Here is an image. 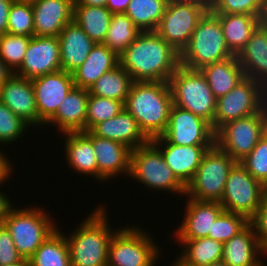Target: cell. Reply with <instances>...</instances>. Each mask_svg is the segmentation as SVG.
I'll return each mask as SVG.
<instances>
[{
	"label": "cell",
	"instance_id": "6da1fadb",
	"mask_svg": "<svg viewBox=\"0 0 267 266\" xmlns=\"http://www.w3.org/2000/svg\"><path fill=\"white\" fill-rule=\"evenodd\" d=\"M134 81L168 82L180 66V53L156 31L141 32L119 56Z\"/></svg>",
	"mask_w": 267,
	"mask_h": 266
},
{
	"label": "cell",
	"instance_id": "7a4b0ae2",
	"mask_svg": "<svg viewBox=\"0 0 267 266\" xmlns=\"http://www.w3.org/2000/svg\"><path fill=\"white\" fill-rule=\"evenodd\" d=\"M172 105L169 82L134 81L124 108L137 120L144 135L152 140L166 131Z\"/></svg>",
	"mask_w": 267,
	"mask_h": 266
},
{
	"label": "cell",
	"instance_id": "3957f363",
	"mask_svg": "<svg viewBox=\"0 0 267 266\" xmlns=\"http://www.w3.org/2000/svg\"><path fill=\"white\" fill-rule=\"evenodd\" d=\"M104 208L99 206L93 210L84 223L67 236L71 266H107L109 244L115 231L107 222Z\"/></svg>",
	"mask_w": 267,
	"mask_h": 266
},
{
	"label": "cell",
	"instance_id": "277c9868",
	"mask_svg": "<svg viewBox=\"0 0 267 266\" xmlns=\"http://www.w3.org/2000/svg\"><path fill=\"white\" fill-rule=\"evenodd\" d=\"M234 55L228 49L218 17L210 10L200 19L189 43L180 53V65L193 70L226 60Z\"/></svg>",
	"mask_w": 267,
	"mask_h": 266
},
{
	"label": "cell",
	"instance_id": "5b68a950",
	"mask_svg": "<svg viewBox=\"0 0 267 266\" xmlns=\"http://www.w3.org/2000/svg\"><path fill=\"white\" fill-rule=\"evenodd\" d=\"M173 105L213 123L217 99L200 70L179 66L169 79Z\"/></svg>",
	"mask_w": 267,
	"mask_h": 266
},
{
	"label": "cell",
	"instance_id": "8992f818",
	"mask_svg": "<svg viewBox=\"0 0 267 266\" xmlns=\"http://www.w3.org/2000/svg\"><path fill=\"white\" fill-rule=\"evenodd\" d=\"M41 208H12L3 221L23 259L29 260L41 244L57 229Z\"/></svg>",
	"mask_w": 267,
	"mask_h": 266
},
{
	"label": "cell",
	"instance_id": "52a82bcc",
	"mask_svg": "<svg viewBox=\"0 0 267 266\" xmlns=\"http://www.w3.org/2000/svg\"><path fill=\"white\" fill-rule=\"evenodd\" d=\"M235 163L233 158L214 144L205 152L192 181L186 186L185 195L197 201L219 202L228 173Z\"/></svg>",
	"mask_w": 267,
	"mask_h": 266
},
{
	"label": "cell",
	"instance_id": "ba28073f",
	"mask_svg": "<svg viewBox=\"0 0 267 266\" xmlns=\"http://www.w3.org/2000/svg\"><path fill=\"white\" fill-rule=\"evenodd\" d=\"M267 132V105L259 112L229 121L215 132V144L241 162Z\"/></svg>",
	"mask_w": 267,
	"mask_h": 266
},
{
	"label": "cell",
	"instance_id": "9c48e42d",
	"mask_svg": "<svg viewBox=\"0 0 267 266\" xmlns=\"http://www.w3.org/2000/svg\"><path fill=\"white\" fill-rule=\"evenodd\" d=\"M129 176L150 189L180 193L185 196L186 187L167 166L161 151L149 141L131 151Z\"/></svg>",
	"mask_w": 267,
	"mask_h": 266
},
{
	"label": "cell",
	"instance_id": "30bf717a",
	"mask_svg": "<svg viewBox=\"0 0 267 266\" xmlns=\"http://www.w3.org/2000/svg\"><path fill=\"white\" fill-rule=\"evenodd\" d=\"M160 250L148 233L126 226L111 238L107 266H155Z\"/></svg>",
	"mask_w": 267,
	"mask_h": 266
},
{
	"label": "cell",
	"instance_id": "8fae6325",
	"mask_svg": "<svg viewBox=\"0 0 267 266\" xmlns=\"http://www.w3.org/2000/svg\"><path fill=\"white\" fill-rule=\"evenodd\" d=\"M267 105V89L252 78L245 77L225 96L217 99L211 127L216 132L229 121L259 113Z\"/></svg>",
	"mask_w": 267,
	"mask_h": 266
},
{
	"label": "cell",
	"instance_id": "7c38bea8",
	"mask_svg": "<svg viewBox=\"0 0 267 266\" xmlns=\"http://www.w3.org/2000/svg\"><path fill=\"white\" fill-rule=\"evenodd\" d=\"M208 9L197 2L169 0L156 32L176 51L189 43L193 31Z\"/></svg>",
	"mask_w": 267,
	"mask_h": 266
},
{
	"label": "cell",
	"instance_id": "4fadbf2b",
	"mask_svg": "<svg viewBox=\"0 0 267 266\" xmlns=\"http://www.w3.org/2000/svg\"><path fill=\"white\" fill-rule=\"evenodd\" d=\"M266 187L236 162L228 173L222 199L225 211L244 215L250 220L256 213Z\"/></svg>",
	"mask_w": 267,
	"mask_h": 266
},
{
	"label": "cell",
	"instance_id": "5bb4252c",
	"mask_svg": "<svg viewBox=\"0 0 267 266\" xmlns=\"http://www.w3.org/2000/svg\"><path fill=\"white\" fill-rule=\"evenodd\" d=\"M162 137L173 145L213 146L215 132L204 118L172 105L168 126Z\"/></svg>",
	"mask_w": 267,
	"mask_h": 266
},
{
	"label": "cell",
	"instance_id": "9a60e30c",
	"mask_svg": "<svg viewBox=\"0 0 267 266\" xmlns=\"http://www.w3.org/2000/svg\"><path fill=\"white\" fill-rule=\"evenodd\" d=\"M59 70L61 54L58 37L32 36L24 61L14 74L32 80Z\"/></svg>",
	"mask_w": 267,
	"mask_h": 266
},
{
	"label": "cell",
	"instance_id": "2e32d148",
	"mask_svg": "<svg viewBox=\"0 0 267 266\" xmlns=\"http://www.w3.org/2000/svg\"><path fill=\"white\" fill-rule=\"evenodd\" d=\"M36 99L40 126L57 112L58 106L75 87L72 73L59 70L31 80Z\"/></svg>",
	"mask_w": 267,
	"mask_h": 266
},
{
	"label": "cell",
	"instance_id": "e0dca14e",
	"mask_svg": "<svg viewBox=\"0 0 267 266\" xmlns=\"http://www.w3.org/2000/svg\"><path fill=\"white\" fill-rule=\"evenodd\" d=\"M150 141L161 151L165 163L185 187L192 181L205 152L212 147L173 145L162 136Z\"/></svg>",
	"mask_w": 267,
	"mask_h": 266
},
{
	"label": "cell",
	"instance_id": "ac0fdd59",
	"mask_svg": "<svg viewBox=\"0 0 267 266\" xmlns=\"http://www.w3.org/2000/svg\"><path fill=\"white\" fill-rule=\"evenodd\" d=\"M0 102L27 124L38 127L39 115L31 80L13 73L0 85Z\"/></svg>",
	"mask_w": 267,
	"mask_h": 266
},
{
	"label": "cell",
	"instance_id": "d6986e66",
	"mask_svg": "<svg viewBox=\"0 0 267 266\" xmlns=\"http://www.w3.org/2000/svg\"><path fill=\"white\" fill-rule=\"evenodd\" d=\"M84 133L92 140L98 164V180L107 181L118 174H130L131 149L114 140L101 138L91 131Z\"/></svg>",
	"mask_w": 267,
	"mask_h": 266
},
{
	"label": "cell",
	"instance_id": "ffe728a7",
	"mask_svg": "<svg viewBox=\"0 0 267 266\" xmlns=\"http://www.w3.org/2000/svg\"><path fill=\"white\" fill-rule=\"evenodd\" d=\"M34 36L58 37L73 21V0H34Z\"/></svg>",
	"mask_w": 267,
	"mask_h": 266
},
{
	"label": "cell",
	"instance_id": "44dd1931",
	"mask_svg": "<svg viewBox=\"0 0 267 266\" xmlns=\"http://www.w3.org/2000/svg\"><path fill=\"white\" fill-rule=\"evenodd\" d=\"M185 215L175 234L178 240L199 239L208 236L213 222L224 211L220 202L197 201L189 198Z\"/></svg>",
	"mask_w": 267,
	"mask_h": 266
},
{
	"label": "cell",
	"instance_id": "7402d4cb",
	"mask_svg": "<svg viewBox=\"0 0 267 266\" xmlns=\"http://www.w3.org/2000/svg\"><path fill=\"white\" fill-rule=\"evenodd\" d=\"M90 131L98 137L119 142L131 150L150 141L141 131L137 120L125 108L113 118L96 124Z\"/></svg>",
	"mask_w": 267,
	"mask_h": 266
},
{
	"label": "cell",
	"instance_id": "603a6c76",
	"mask_svg": "<svg viewBox=\"0 0 267 266\" xmlns=\"http://www.w3.org/2000/svg\"><path fill=\"white\" fill-rule=\"evenodd\" d=\"M259 253L265 254V248L258 242L255 230L249 223L223 244L222 260L228 266H264Z\"/></svg>",
	"mask_w": 267,
	"mask_h": 266
},
{
	"label": "cell",
	"instance_id": "cb8c5ba5",
	"mask_svg": "<svg viewBox=\"0 0 267 266\" xmlns=\"http://www.w3.org/2000/svg\"><path fill=\"white\" fill-rule=\"evenodd\" d=\"M88 98L87 89L74 87L58 106L56 114L46 124L54 123L63 134L84 132Z\"/></svg>",
	"mask_w": 267,
	"mask_h": 266
},
{
	"label": "cell",
	"instance_id": "d4e9b609",
	"mask_svg": "<svg viewBox=\"0 0 267 266\" xmlns=\"http://www.w3.org/2000/svg\"><path fill=\"white\" fill-rule=\"evenodd\" d=\"M61 70L72 73L86 60L95 43L74 21L68 23L58 36Z\"/></svg>",
	"mask_w": 267,
	"mask_h": 266
},
{
	"label": "cell",
	"instance_id": "484cf974",
	"mask_svg": "<svg viewBox=\"0 0 267 266\" xmlns=\"http://www.w3.org/2000/svg\"><path fill=\"white\" fill-rule=\"evenodd\" d=\"M245 77L254 79L267 89V30L259 25L237 55Z\"/></svg>",
	"mask_w": 267,
	"mask_h": 266
},
{
	"label": "cell",
	"instance_id": "4316f807",
	"mask_svg": "<svg viewBox=\"0 0 267 266\" xmlns=\"http://www.w3.org/2000/svg\"><path fill=\"white\" fill-rule=\"evenodd\" d=\"M119 64V57L103 43H96L83 64L72 72L75 87L89 89L107 71Z\"/></svg>",
	"mask_w": 267,
	"mask_h": 266
},
{
	"label": "cell",
	"instance_id": "83f0119b",
	"mask_svg": "<svg viewBox=\"0 0 267 266\" xmlns=\"http://www.w3.org/2000/svg\"><path fill=\"white\" fill-rule=\"evenodd\" d=\"M66 160L80 174L98 179V164L92 140L84 132L64 133Z\"/></svg>",
	"mask_w": 267,
	"mask_h": 266
},
{
	"label": "cell",
	"instance_id": "f1b7e54d",
	"mask_svg": "<svg viewBox=\"0 0 267 266\" xmlns=\"http://www.w3.org/2000/svg\"><path fill=\"white\" fill-rule=\"evenodd\" d=\"M216 99L225 96L245 78L237 56L208 64L200 69Z\"/></svg>",
	"mask_w": 267,
	"mask_h": 266
},
{
	"label": "cell",
	"instance_id": "f546056e",
	"mask_svg": "<svg viewBox=\"0 0 267 266\" xmlns=\"http://www.w3.org/2000/svg\"><path fill=\"white\" fill-rule=\"evenodd\" d=\"M221 24L226 45L237 56L260 25L259 18L249 14L214 13Z\"/></svg>",
	"mask_w": 267,
	"mask_h": 266
},
{
	"label": "cell",
	"instance_id": "4dcf8cb0",
	"mask_svg": "<svg viewBox=\"0 0 267 266\" xmlns=\"http://www.w3.org/2000/svg\"><path fill=\"white\" fill-rule=\"evenodd\" d=\"M177 241L185 246V250L172 266H209L222 260L223 243L220 241L208 237Z\"/></svg>",
	"mask_w": 267,
	"mask_h": 266
},
{
	"label": "cell",
	"instance_id": "1f68e13d",
	"mask_svg": "<svg viewBox=\"0 0 267 266\" xmlns=\"http://www.w3.org/2000/svg\"><path fill=\"white\" fill-rule=\"evenodd\" d=\"M112 13L106 6L74 4L73 21L96 43H103L110 27Z\"/></svg>",
	"mask_w": 267,
	"mask_h": 266
},
{
	"label": "cell",
	"instance_id": "d6a6232c",
	"mask_svg": "<svg viewBox=\"0 0 267 266\" xmlns=\"http://www.w3.org/2000/svg\"><path fill=\"white\" fill-rule=\"evenodd\" d=\"M133 83V78L118 64L99 77L88 91L91 95L118 100L125 104Z\"/></svg>",
	"mask_w": 267,
	"mask_h": 266
},
{
	"label": "cell",
	"instance_id": "836d02e7",
	"mask_svg": "<svg viewBox=\"0 0 267 266\" xmlns=\"http://www.w3.org/2000/svg\"><path fill=\"white\" fill-rule=\"evenodd\" d=\"M58 228L28 260L29 266H71L66 236Z\"/></svg>",
	"mask_w": 267,
	"mask_h": 266
},
{
	"label": "cell",
	"instance_id": "e575fe53",
	"mask_svg": "<svg viewBox=\"0 0 267 266\" xmlns=\"http://www.w3.org/2000/svg\"><path fill=\"white\" fill-rule=\"evenodd\" d=\"M169 0H131L125 14L141 31H155Z\"/></svg>",
	"mask_w": 267,
	"mask_h": 266
},
{
	"label": "cell",
	"instance_id": "d590c367",
	"mask_svg": "<svg viewBox=\"0 0 267 266\" xmlns=\"http://www.w3.org/2000/svg\"><path fill=\"white\" fill-rule=\"evenodd\" d=\"M140 33L125 13H114L103 44L119 57Z\"/></svg>",
	"mask_w": 267,
	"mask_h": 266
},
{
	"label": "cell",
	"instance_id": "8d00e7d4",
	"mask_svg": "<svg viewBox=\"0 0 267 266\" xmlns=\"http://www.w3.org/2000/svg\"><path fill=\"white\" fill-rule=\"evenodd\" d=\"M31 36H18L11 33L0 35V59L15 73L24 61Z\"/></svg>",
	"mask_w": 267,
	"mask_h": 266
},
{
	"label": "cell",
	"instance_id": "74e56055",
	"mask_svg": "<svg viewBox=\"0 0 267 266\" xmlns=\"http://www.w3.org/2000/svg\"><path fill=\"white\" fill-rule=\"evenodd\" d=\"M123 109V102L89 94L85 131H90L96 124L113 118Z\"/></svg>",
	"mask_w": 267,
	"mask_h": 266
},
{
	"label": "cell",
	"instance_id": "f35d334b",
	"mask_svg": "<svg viewBox=\"0 0 267 266\" xmlns=\"http://www.w3.org/2000/svg\"><path fill=\"white\" fill-rule=\"evenodd\" d=\"M7 33L34 36L33 8L31 2L13 1L8 14Z\"/></svg>",
	"mask_w": 267,
	"mask_h": 266
},
{
	"label": "cell",
	"instance_id": "ab89813d",
	"mask_svg": "<svg viewBox=\"0 0 267 266\" xmlns=\"http://www.w3.org/2000/svg\"><path fill=\"white\" fill-rule=\"evenodd\" d=\"M248 224L249 220L244 215L224 210L213 222V227L211 232H208L207 237L224 244L241 232Z\"/></svg>",
	"mask_w": 267,
	"mask_h": 266
},
{
	"label": "cell",
	"instance_id": "60d3db41",
	"mask_svg": "<svg viewBox=\"0 0 267 266\" xmlns=\"http://www.w3.org/2000/svg\"><path fill=\"white\" fill-rule=\"evenodd\" d=\"M240 163L267 188V132Z\"/></svg>",
	"mask_w": 267,
	"mask_h": 266
},
{
	"label": "cell",
	"instance_id": "b9f144b4",
	"mask_svg": "<svg viewBox=\"0 0 267 266\" xmlns=\"http://www.w3.org/2000/svg\"><path fill=\"white\" fill-rule=\"evenodd\" d=\"M28 126L30 125L0 102V143L6 145L21 138Z\"/></svg>",
	"mask_w": 267,
	"mask_h": 266
},
{
	"label": "cell",
	"instance_id": "7bdbcfd3",
	"mask_svg": "<svg viewBox=\"0 0 267 266\" xmlns=\"http://www.w3.org/2000/svg\"><path fill=\"white\" fill-rule=\"evenodd\" d=\"M263 0H215L213 13L249 14L260 17Z\"/></svg>",
	"mask_w": 267,
	"mask_h": 266
},
{
	"label": "cell",
	"instance_id": "ee69618b",
	"mask_svg": "<svg viewBox=\"0 0 267 266\" xmlns=\"http://www.w3.org/2000/svg\"><path fill=\"white\" fill-rule=\"evenodd\" d=\"M22 260L11 234L3 224H0V266L16 264Z\"/></svg>",
	"mask_w": 267,
	"mask_h": 266
},
{
	"label": "cell",
	"instance_id": "f6af8a7d",
	"mask_svg": "<svg viewBox=\"0 0 267 266\" xmlns=\"http://www.w3.org/2000/svg\"><path fill=\"white\" fill-rule=\"evenodd\" d=\"M253 226L258 242L267 247V188L265 189L261 203L255 215L249 220Z\"/></svg>",
	"mask_w": 267,
	"mask_h": 266
},
{
	"label": "cell",
	"instance_id": "bcb514c9",
	"mask_svg": "<svg viewBox=\"0 0 267 266\" xmlns=\"http://www.w3.org/2000/svg\"><path fill=\"white\" fill-rule=\"evenodd\" d=\"M14 0H0V35L7 33L8 14Z\"/></svg>",
	"mask_w": 267,
	"mask_h": 266
},
{
	"label": "cell",
	"instance_id": "7dc6e473",
	"mask_svg": "<svg viewBox=\"0 0 267 266\" xmlns=\"http://www.w3.org/2000/svg\"><path fill=\"white\" fill-rule=\"evenodd\" d=\"M131 0H106V7L114 13H125Z\"/></svg>",
	"mask_w": 267,
	"mask_h": 266
},
{
	"label": "cell",
	"instance_id": "c3c4849f",
	"mask_svg": "<svg viewBox=\"0 0 267 266\" xmlns=\"http://www.w3.org/2000/svg\"><path fill=\"white\" fill-rule=\"evenodd\" d=\"M8 157H5V155L0 151V184L4 183V181H7L8 177H10L12 171V164H10V160H7ZM11 165V166H10Z\"/></svg>",
	"mask_w": 267,
	"mask_h": 266
},
{
	"label": "cell",
	"instance_id": "681fc988",
	"mask_svg": "<svg viewBox=\"0 0 267 266\" xmlns=\"http://www.w3.org/2000/svg\"><path fill=\"white\" fill-rule=\"evenodd\" d=\"M13 207L14 206L8 196H6V193L0 192V224L3 223Z\"/></svg>",
	"mask_w": 267,
	"mask_h": 266
},
{
	"label": "cell",
	"instance_id": "f907efd6",
	"mask_svg": "<svg viewBox=\"0 0 267 266\" xmlns=\"http://www.w3.org/2000/svg\"><path fill=\"white\" fill-rule=\"evenodd\" d=\"M12 71L6 66V64L0 59V85L6 81L11 75Z\"/></svg>",
	"mask_w": 267,
	"mask_h": 266
},
{
	"label": "cell",
	"instance_id": "816d5d0a",
	"mask_svg": "<svg viewBox=\"0 0 267 266\" xmlns=\"http://www.w3.org/2000/svg\"><path fill=\"white\" fill-rule=\"evenodd\" d=\"M73 3L88 6H106V0H73Z\"/></svg>",
	"mask_w": 267,
	"mask_h": 266
},
{
	"label": "cell",
	"instance_id": "f5cc1de1",
	"mask_svg": "<svg viewBox=\"0 0 267 266\" xmlns=\"http://www.w3.org/2000/svg\"><path fill=\"white\" fill-rule=\"evenodd\" d=\"M260 25L267 30V0H263L262 11L259 18Z\"/></svg>",
	"mask_w": 267,
	"mask_h": 266
},
{
	"label": "cell",
	"instance_id": "db71d44e",
	"mask_svg": "<svg viewBox=\"0 0 267 266\" xmlns=\"http://www.w3.org/2000/svg\"><path fill=\"white\" fill-rule=\"evenodd\" d=\"M187 1H192V2H197L199 4H202L205 6L208 10L212 8L214 5L215 0H187Z\"/></svg>",
	"mask_w": 267,
	"mask_h": 266
},
{
	"label": "cell",
	"instance_id": "11a10c76",
	"mask_svg": "<svg viewBox=\"0 0 267 266\" xmlns=\"http://www.w3.org/2000/svg\"><path fill=\"white\" fill-rule=\"evenodd\" d=\"M4 266H29V261L26 259H23L21 262H18L16 264H10V265H4Z\"/></svg>",
	"mask_w": 267,
	"mask_h": 266
},
{
	"label": "cell",
	"instance_id": "9f6ffc18",
	"mask_svg": "<svg viewBox=\"0 0 267 266\" xmlns=\"http://www.w3.org/2000/svg\"><path fill=\"white\" fill-rule=\"evenodd\" d=\"M214 266H228L223 260L214 262Z\"/></svg>",
	"mask_w": 267,
	"mask_h": 266
},
{
	"label": "cell",
	"instance_id": "6f0895ef",
	"mask_svg": "<svg viewBox=\"0 0 267 266\" xmlns=\"http://www.w3.org/2000/svg\"><path fill=\"white\" fill-rule=\"evenodd\" d=\"M14 1L33 2L34 0H14Z\"/></svg>",
	"mask_w": 267,
	"mask_h": 266
}]
</instances>
